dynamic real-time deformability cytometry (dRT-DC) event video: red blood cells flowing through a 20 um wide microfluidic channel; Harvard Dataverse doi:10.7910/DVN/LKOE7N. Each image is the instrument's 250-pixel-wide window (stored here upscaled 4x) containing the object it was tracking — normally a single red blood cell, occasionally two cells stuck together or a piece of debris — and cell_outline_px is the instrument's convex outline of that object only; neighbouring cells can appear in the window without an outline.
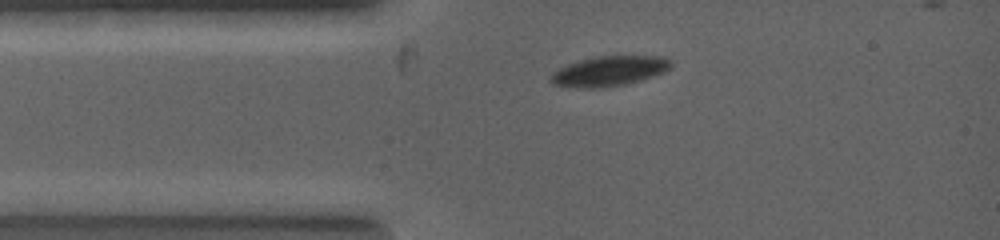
{"species": "common noctule bat (a hibernating species)", "species_latin": "Nyctalus noctula", "temperature_condition": "warm", "stored_images_in_passage": 3, "camera_frame_rate_fps": 5000, "um_per_image_px": 0.085, "animal": {"sex": "female", "body_mass_g": 19.0, "forearm_length_mm": 53.3}, "frame": {"image": 1, "passage_image": 1, "time_ms": 0.0, "image_size_px": [1000, 240], "cell_outline_px": [[672, 64], [664, 72], [640, 80], [624, 84], [588, 88], [556, 84], [552, 80], [552, 72], [568, 64], [600, 56], [660, 56], [668, 60]], "centroid_in_image_um": [51.82, 6.02], "position_along_channel_um": 33.2, "area_um2": 20.06}}